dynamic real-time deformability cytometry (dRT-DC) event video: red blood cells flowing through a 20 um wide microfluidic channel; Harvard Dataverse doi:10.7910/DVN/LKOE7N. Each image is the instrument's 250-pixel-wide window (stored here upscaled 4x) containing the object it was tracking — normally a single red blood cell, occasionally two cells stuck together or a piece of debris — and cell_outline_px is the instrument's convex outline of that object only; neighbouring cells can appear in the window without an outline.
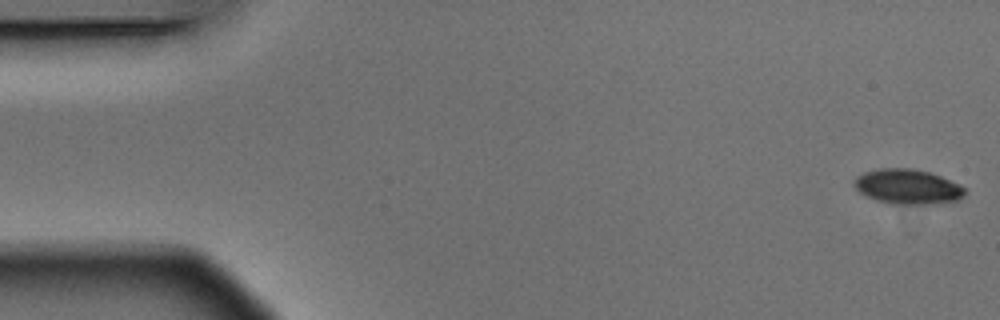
{"species": "Egyptian fruit bat (a non-hibernating species)", "species_latin": "Rousettus aegyptiacus", "temperature_condition": "warm", "stored_images_in_passage": 4, "camera_frame_rate_fps": 3000, "um_per_image_px": 0.085, "animal": {"sex": "male"}, "frame": {"image": 1, "passage_image": 1, "time_ms": 0.0, "image_size_px": [1000, 320], "cell_outline_px": [[964, 196], [960, 200], [936, 204], [892, 204], [876, 200], [860, 192], [852, 184], [856, 176], [864, 172], [880, 168], [912, 168], [928, 172], [940, 176], [960, 184], [964, 188]], "centroid_in_image_um": [77.15, 15.87], "position_along_channel_um": 7.8, "area_um2": 22.6}}
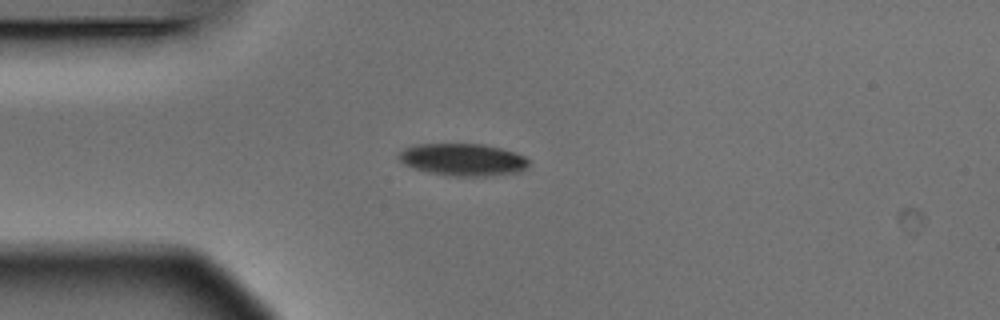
{"frame": {"image": 2, "passage_image": 4, "time_ms": 1.0, "image_size_px": [1000, 320], "cell_outline_px": [[528, 164], [524, 168], [516, 172], [484, 176], [444, 176], [412, 168], [404, 164], [400, 160], [400, 152], [404, 148], [416, 144], [484, 144], [516, 152], [524, 156], [528, 160]], "centroid_in_image_um": [39.31, 13.57], "position_along_channel_um": 45.7, "area_um2": 24.33}}